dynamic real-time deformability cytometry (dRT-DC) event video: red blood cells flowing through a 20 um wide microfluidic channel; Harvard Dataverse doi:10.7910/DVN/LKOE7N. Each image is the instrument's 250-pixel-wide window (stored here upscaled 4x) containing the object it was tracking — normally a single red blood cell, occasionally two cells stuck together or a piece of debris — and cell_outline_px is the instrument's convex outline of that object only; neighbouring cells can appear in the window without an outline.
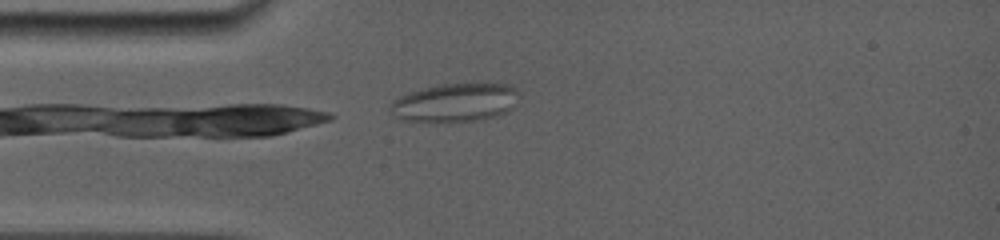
{"species": "common noctule bat (a hibernating species)", "species_latin": "Nyctalus noctula", "temperature_condition": "room temperature", "stored_images_in_passage": 65, "camera_frame_rate_fps": 5000, "um_per_image_px": 0.085, "animal": {"sex": "female", "body_mass_g": 19.0, "forearm_length_mm": 56.7}, "frame": {"image": 1, "passage_image": 2, "time_ms": 0.2, "image_size_px": [1000, 240], "cell_outline_px": [[520, 96], [512, 108], [508, 112], [496, 116], [480, 120], [396, 120], [388, 112], [388, 104], [392, 100], [408, 92], [440, 84], [512, 84], [520, 92]], "centroid_in_image_um": [38.67, 8.7], "position_along_channel_um": 46.3, "area_um2": 28.96}}
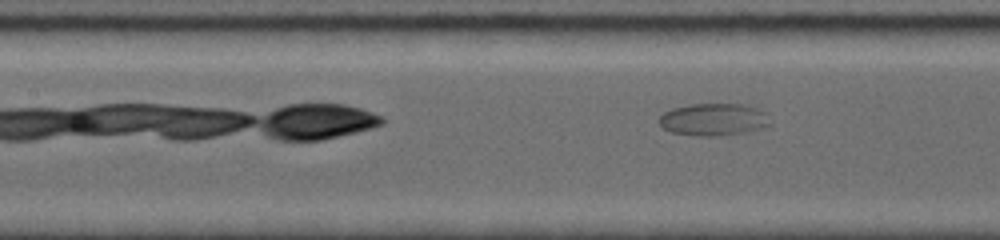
{"frame": {"image": 2, "passage_image": 17, "time_ms": 3.2, "image_size_px": [1000, 240], "cell_outline_px": [[772, 124], [760, 128], [744, 132], [724, 136], [696, 136], [672, 132], [664, 128], [660, 124], [660, 116], [664, 112], [672, 108], [688, 104], [744, 104], [756, 108], [764, 112]], "centroid_in_image_um": [60.64, 10.16], "position_along_channel_um": 146.8, "area_um2": 20.87}}
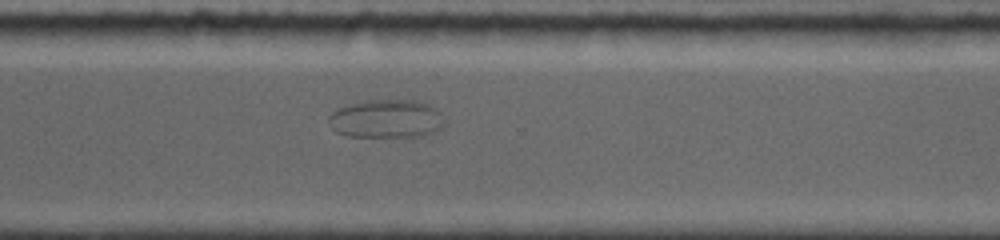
{"frame": {"image": 3, "passage_image": 43, "time_ms": 8.4, "image_size_px": [1000, 240], "cell_outline_px": [[444, 124], [440, 128], [424, 136], [344, 136], [336, 132], [332, 128], [328, 120], [328, 116], [332, 112], [340, 108], [352, 104], [372, 100], [412, 100], [428, 104], [436, 112]], "centroid_in_image_um": [32.77, 10.11], "position_along_channel_um": 337.8, "area_um2": 25.26}}